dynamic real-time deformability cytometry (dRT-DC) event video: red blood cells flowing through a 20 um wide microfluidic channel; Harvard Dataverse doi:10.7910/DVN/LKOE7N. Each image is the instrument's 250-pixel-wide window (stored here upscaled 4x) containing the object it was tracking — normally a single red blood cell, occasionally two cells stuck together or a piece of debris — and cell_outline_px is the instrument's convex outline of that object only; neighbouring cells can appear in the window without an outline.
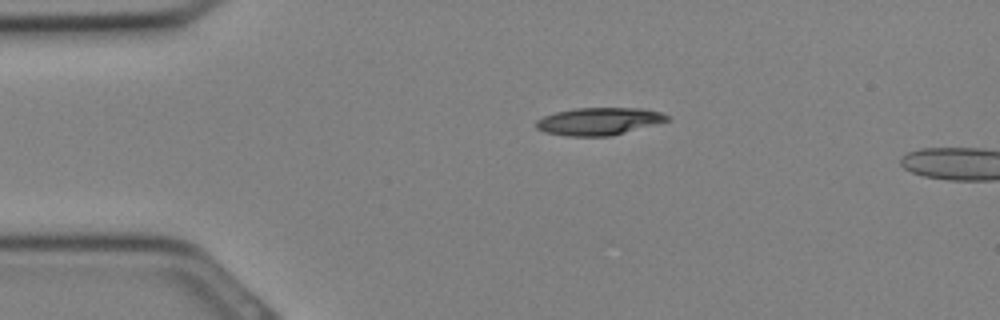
{"species": "Egyptian fruit bat (a non-hibernating species)", "species_latin": "Rousettus aegyptiacus", "temperature_condition": "cold", "stored_images_in_passage": 3, "camera_frame_rate_fps": 3000, "um_per_image_px": 0.085, "animal": {"sex": "female"}, "frame": {"image": 1, "passage_image": 1, "time_ms": 0.0, "image_size_px": [1000, 320], "cell_outline_px": [[672, 120], [612, 136], [568, 136], [544, 132], [536, 128], [536, 120], [544, 116], [556, 112], [576, 108], [644, 108], [664, 112], [672, 116]], "centroid_in_image_um": [51.0, 10.31], "position_along_channel_um": 34.0, "area_um2": 21.33}}